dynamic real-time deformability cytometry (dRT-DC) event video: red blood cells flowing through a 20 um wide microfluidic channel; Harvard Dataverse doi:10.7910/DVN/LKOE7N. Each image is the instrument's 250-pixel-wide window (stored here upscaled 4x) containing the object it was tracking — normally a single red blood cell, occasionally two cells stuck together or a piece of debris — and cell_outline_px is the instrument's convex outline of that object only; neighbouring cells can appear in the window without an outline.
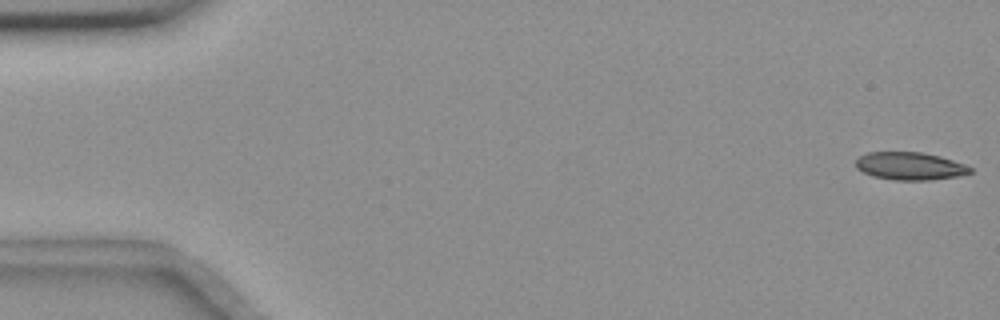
{"species": "common noctule bat (a hibernating species)", "species_latin": "Nyctalus noctula", "temperature_condition": "room temperature", "stored_images_in_passage": 23, "camera_frame_rate_fps": 3000, "um_per_image_px": 0.085, "animal": {"sex": "female", "body_mass_g": 18.4}, "frame": {"image": 1, "passage_image": 1, "time_ms": 0.0, "image_size_px": [1000, 320], "cell_outline_px": [[972, 172], [956, 176], [928, 180], [892, 180], [872, 176], [856, 168], [856, 160], [860, 156], [868, 152], [920, 152], [940, 156], [964, 164], [972, 168]], "centroid_in_image_um": [77.32, 14.11], "position_along_channel_um": 7.7, "area_um2": 18.38}}
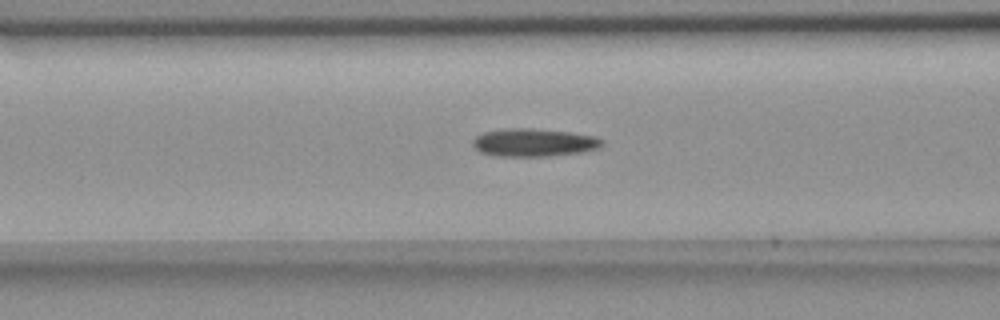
{"frame": {"image": 2, "passage_image": 22, "time_ms": 7.0, "image_size_px": [1000, 320], "cell_outline_px": [[604, 144], [600, 148], [584, 152], [548, 156], [492, 156], [480, 152], [472, 144], [472, 140], [476, 136], [484, 132], [512, 128], [528, 128], [568, 132], [596, 136], [604, 140]], "centroid_in_image_um": [45.41, 12.13], "position_along_channel_um": 121.2, "area_um2": 21.15}}